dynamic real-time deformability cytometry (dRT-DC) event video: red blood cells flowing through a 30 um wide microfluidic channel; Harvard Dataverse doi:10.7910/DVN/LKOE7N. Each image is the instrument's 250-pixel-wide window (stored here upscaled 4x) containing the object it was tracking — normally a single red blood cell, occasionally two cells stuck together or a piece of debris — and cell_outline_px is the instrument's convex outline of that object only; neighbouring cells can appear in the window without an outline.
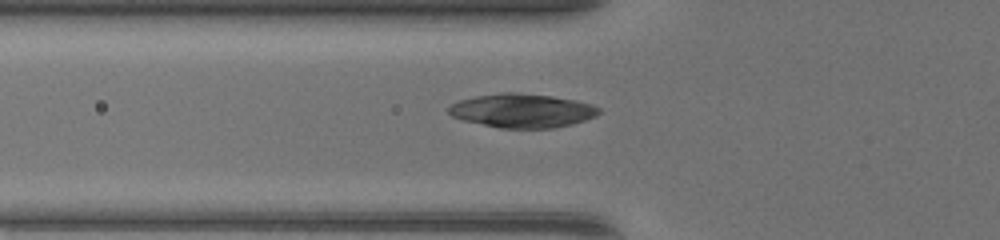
{"species": "common noctule bat (a hibernating species)", "species_latin": "Nyctalus noctula", "temperature_condition": "warm", "stored_images_in_passage": 37, "camera_frame_rate_fps": 3000, "um_per_image_px": 0.085, "animal": {"sex": "female", "body_mass_g": 17.0, "forearm_length_mm": 48.0}, "frame": {"image": 1, "passage_image": 9, "time_ms": 2.667, "image_size_px": [1000, 240], "cell_outline_px": [[600, 112], [596, 116], [572, 124], [552, 128], [500, 128], [464, 120], [452, 116], [448, 112], [448, 108], [452, 104], [460, 100], [476, 96], [504, 92], [520, 92], [552, 96], [576, 100], [592, 104], [600, 108]], "centroid_in_image_um": [44.41, 9.4], "position_along_channel_um": 81.4, "area_um2": 29.59}}
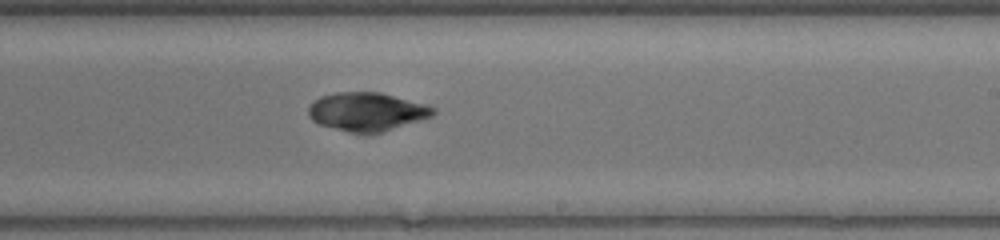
{"frame": {"image": 2, "passage_image": 21, "time_ms": 6.667, "image_size_px": [1000, 240], "cell_outline_px": [[436, 112], [432, 116], [384, 132], [368, 136], [364, 136], [348, 132], [320, 124], [312, 120], [308, 116], [308, 108], [320, 96], [336, 92], [380, 92], [424, 104], [436, 108]], "centroid_in_image_um": [31.18, 9.52], "position_along_channel_um": 257.8, "area_um2": 28.26}}
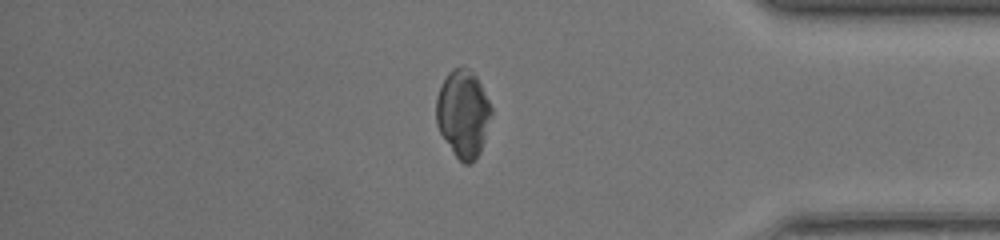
{"frame": {"image": 3, "passage_image": 32, "time_ms": 10.333, "image_size_px": [1000, 240], "cell_outline_px": [[492, 112], [480, 152], [476, 160], [472, 164], [464, 164], [456, 156], [440, 132], [436, 124], [436, 96], [448, 72], [452, 68], [460, 64], [468, 68], [476, 76], [492, 108]], "centroid_in_image_um": [39.35, 9.64], "position_along_channel_um": 395.8, "area_um2": 27.98}}